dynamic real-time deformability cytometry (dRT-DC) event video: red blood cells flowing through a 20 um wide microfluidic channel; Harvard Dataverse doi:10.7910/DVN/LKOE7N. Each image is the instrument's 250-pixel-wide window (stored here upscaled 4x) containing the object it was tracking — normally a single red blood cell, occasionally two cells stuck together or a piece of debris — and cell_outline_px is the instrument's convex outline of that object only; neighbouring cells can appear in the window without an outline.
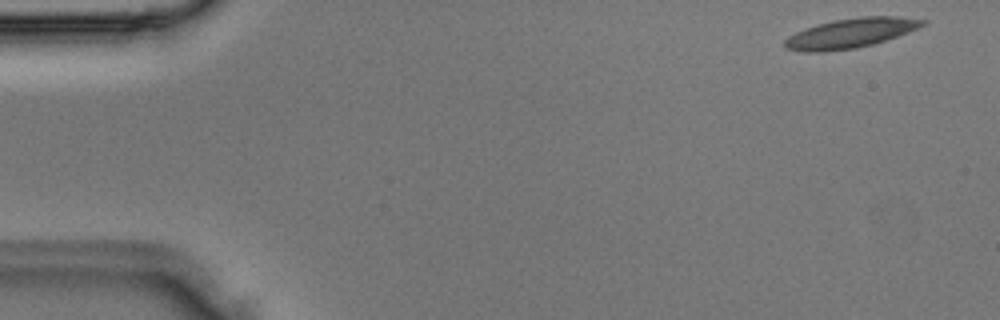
{"species": "Egyptian fruit bat (a non-hibernating species)", "species_latin": "Rousettus aegyptiacus", "temperature_condition": "room temperature", "stored_images_in_passage": 4, "camera_frame_rate_fps": 3000, "um_per_image_px": 0.085, "animal": {"sex": "male"}, "frame": {"image": 1, "passage_image": 1, "time_ms": 0.0, "image_size_px": [1000, 320], "cell_outline_px": [[928, 20], [924, 24], [908, 32], [872, 44], [856, 48], [824, 52], [804, 52], [784, 48], [784, 40], [788, 36], [804, 28], [836, 20], [860, 16], [896, 16]], "centroid_in_image_um": [72.26, 2.82], "position_along_channel_um": 12.7, "area_um2": 23.58}}